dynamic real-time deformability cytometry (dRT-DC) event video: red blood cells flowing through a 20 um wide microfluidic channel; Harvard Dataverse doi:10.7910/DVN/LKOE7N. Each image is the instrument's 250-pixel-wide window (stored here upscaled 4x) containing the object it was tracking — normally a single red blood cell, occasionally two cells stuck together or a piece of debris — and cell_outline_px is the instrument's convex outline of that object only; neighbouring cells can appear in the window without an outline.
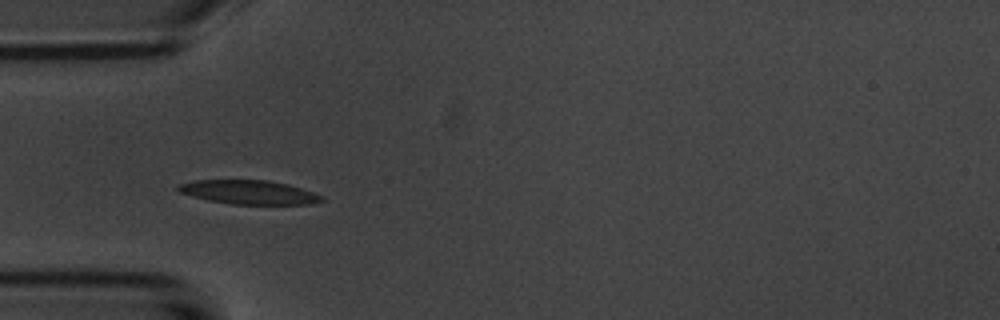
{"species": "common noctule bat (a hibernating species)", "species_latin": "Nyctalus noctula", "temperature_condition": "room temperature", "stored_images_in_passage": 4, "camera_frame_rate_fps": 3000, "um_per_image_px": 0.085, "animal": {"sex": "male", "body_mass_g": 20.1, "forearm_length_mm": 53.5}, "frame": {"image": 1, "passage_image": 3, "time_ms": 3.333, "image_size_px": [1000, 320], "cell_outline_px": [[328, 200], [312, 204], [232, 204], [208, 200], [192, 196], [180, 192], [176, 188], [176, 184], [192, 180], [268, 180], [288, 184], [324, 196]], "centroid_in_image_um": [21.17, 16.33], "position_along_channel_um": 63.8, "area_um2": 20.17}}